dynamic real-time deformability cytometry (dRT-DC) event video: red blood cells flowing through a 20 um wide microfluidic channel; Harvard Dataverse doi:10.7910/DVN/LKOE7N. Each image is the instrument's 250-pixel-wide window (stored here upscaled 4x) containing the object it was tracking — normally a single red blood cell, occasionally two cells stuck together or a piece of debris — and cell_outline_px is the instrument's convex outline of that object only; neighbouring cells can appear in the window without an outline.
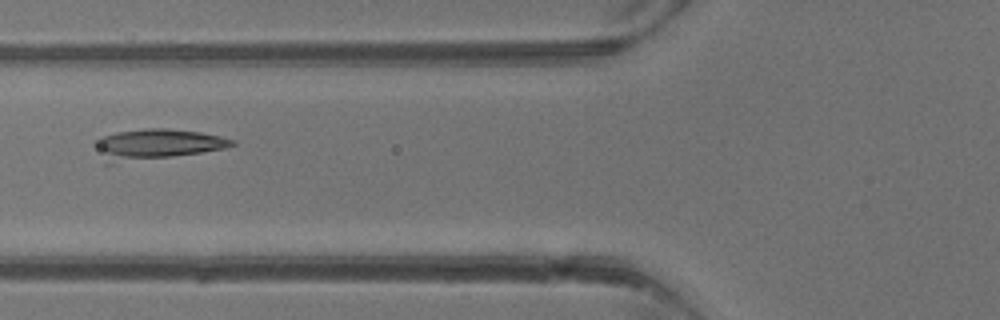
{"species": "common noctule bat (a hibernating species)", "species_latin": "Nyctalus noctula", "temperature_condition": "warm", "stored_images_in_passage": 4, "camera_frame_rate_fps": 3000, "um_per_image_px": 0.085, "animal": {"sex": "male", "body_mass_g": 13.3}, "frame": {"image": 1, "passage_image": 4, "time_ms": 5.0, "image_size_px": [1000, 320], "cell_outline_px": [[236, 144], [224, 148], [200, 152], [172, 156], [112, 164], [104, 164], [92, 144], [100, 136], [116, 132], [144, 128], [164, 128], [200, 132], [220, 136], [236, 140]], "centroid_in_image_um": [13.2, 12.27], "position_along_channel_um": 112.6, "area_um2": 24.51}}